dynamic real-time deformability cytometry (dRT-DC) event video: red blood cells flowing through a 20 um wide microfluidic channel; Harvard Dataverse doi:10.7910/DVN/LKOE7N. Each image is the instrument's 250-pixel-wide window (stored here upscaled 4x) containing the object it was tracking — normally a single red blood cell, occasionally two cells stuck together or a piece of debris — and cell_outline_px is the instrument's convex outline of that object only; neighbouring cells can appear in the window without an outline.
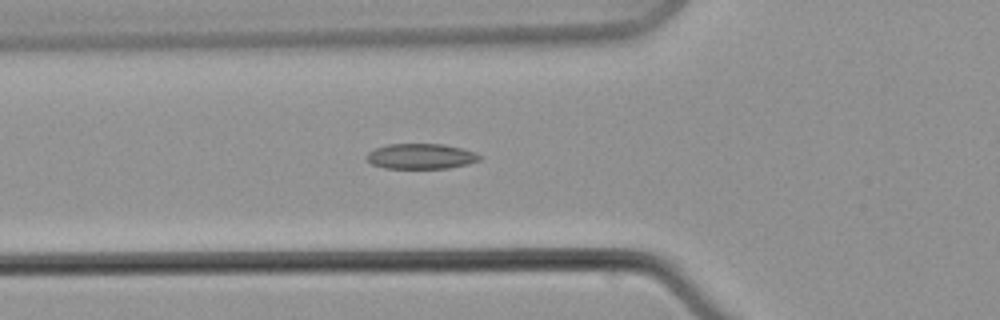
{"species": "common noctule bat (a hibernating species)", "species_latin": "Nyctalus noctula", "temperature_condition": "warm", "stored_images_in_passage": 6, "camera_frame_rate_fps": 3000, "um_per_image_px": 0.085, "animal": {"sex": "male", "body_mass_g": 21.5, "forearm_length_mm": 52.0}, "frame": {"image": 1, "passage_image": 6, "time_ms": 9.667, "image_size_px": [1000, 320], "cell_outline_px": [[480, 160], [468, 164], [448, 168], [384, 168], [372, 164], [368, 160], [368, 152], [376, 148], [388, 144], [444, 144], [476, 152], [480, 156]], "centroid_in_image_um": [35.8, 13.28], "position_along_channel_um": 90.0, "area_um2": 16.53}}